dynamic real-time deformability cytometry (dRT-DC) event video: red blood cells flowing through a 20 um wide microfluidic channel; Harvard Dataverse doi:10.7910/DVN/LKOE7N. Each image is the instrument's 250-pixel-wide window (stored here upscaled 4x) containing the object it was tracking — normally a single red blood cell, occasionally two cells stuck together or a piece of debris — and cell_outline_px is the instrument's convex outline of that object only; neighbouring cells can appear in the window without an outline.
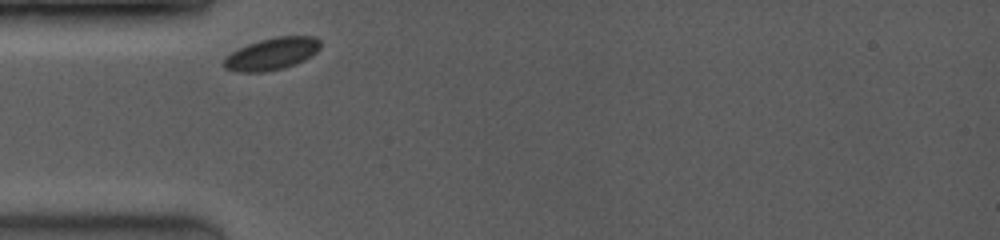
{"species": "common noctule bat (a hibernating species)", "species_latin": "Nyctalus noctula", "temperature_condition": "room temperature", "stored_images_in_passage": 13, "camera_frame_rate_fps": 3500, "um_per_image_px": 0.085, "animal": {"sex": "female", "body_mass_g": 19.0, "forearm_length_mm": 53.3}, "frame": {"image": 1, "passage_image": 1, "time_ms": 0.0, "image_size_px": [1000, 240], "cell_outline_px": [[320, 48], [316, 52], [304, 60], [296, 64], [284, 68], [264, 72], [236, 72], [224, 68], [220, 64], [232, 52], [248, 44], [260, 40], [276, 36], [312, 36], [320, 40]], "centroid_in_image_um": [23.09, 4.59], "position_along_channel_um": 61.9, "area_um2": 18.09}}
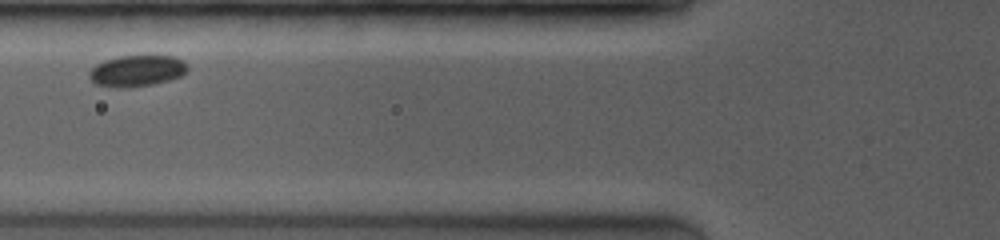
{"frame": {"image": 2, "passage_image": 3, "time_ms": 1.429, "image_size_px": [1000, 240], "cell_outline_px": [[188, 68], [180, 76], [168, 80], [152, 84], [120, 88], [116, 88], [96, 84], [88, 76], [88, 72], [96, 64], [104, 60], [116, 56], [172, 56], [184, 60], [188, 64]], "centroid_in_image_um": [11.61, 6.01], "position_along_channel_um": 114.2, "area_um2": 17.86}}
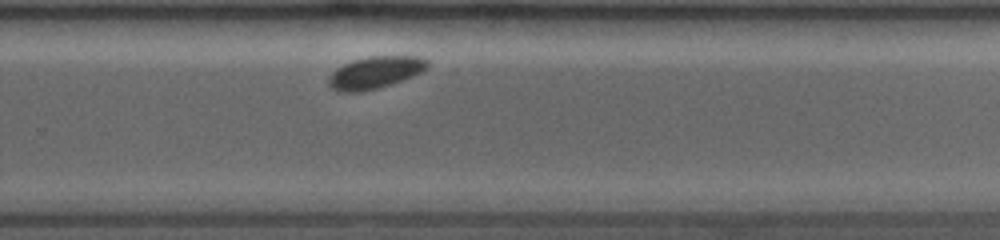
{"frame": {"image": 3, "passage_image": 13, "time_ms": 6.286, "image_size_px": [1000, 240], "cell_outline_px": [[428, 68], [412, 76], [392, 84], [360, 92], [340, 92], [332, 88], [328, 84], [328, 76], [336, 68], [344, 64], [356, 60], [372, 56], [416, 56], [428, 60]], "centroid_in_image_um": [31.87, 6.17], "position_along_channel_um": 297.9, "area_um2": 18.32}}